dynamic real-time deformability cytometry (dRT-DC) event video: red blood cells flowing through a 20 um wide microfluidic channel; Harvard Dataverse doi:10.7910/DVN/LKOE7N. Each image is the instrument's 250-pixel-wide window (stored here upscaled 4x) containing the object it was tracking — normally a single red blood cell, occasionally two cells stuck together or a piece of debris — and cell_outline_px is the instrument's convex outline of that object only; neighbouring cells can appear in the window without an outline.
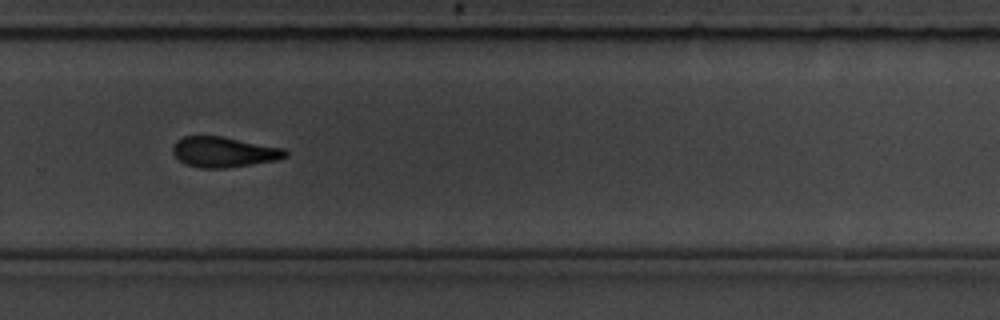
{"species": "common noctule bat (a hibernating species)", "species_latin": "Nyctalus noctula", "temperature_condition": "room temperature", "stored_images_in_passage": 14, "camera_frame_rate_fps": 3000, "um_per_image_px": 0.085, "animal": {"sex": "male", "body_mass_g": 19.5, "forearm_length_mm": 54.6}, "frame": {"image": 1, "passage_image": 10, "time_ms": 3.0, "image_size_px": [1000, 320], "cell_outline_px": [[288, 156], [276, 160], [228, 168], [200, 168], [184, 164], [172, 152], [172, 148], [176, 140], [184, 136], [220, 136], [284, 148], [288, 152]], "centroid_in_image_um": [19.01, 12.92], "position_along_channel_um": 310.8, "area_um2": 19.94}}